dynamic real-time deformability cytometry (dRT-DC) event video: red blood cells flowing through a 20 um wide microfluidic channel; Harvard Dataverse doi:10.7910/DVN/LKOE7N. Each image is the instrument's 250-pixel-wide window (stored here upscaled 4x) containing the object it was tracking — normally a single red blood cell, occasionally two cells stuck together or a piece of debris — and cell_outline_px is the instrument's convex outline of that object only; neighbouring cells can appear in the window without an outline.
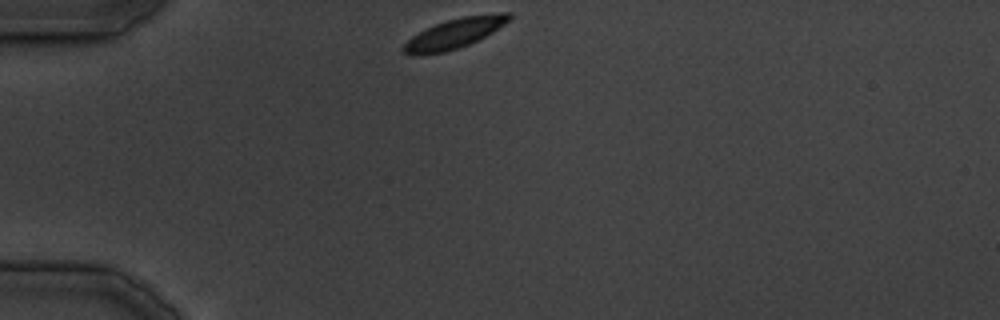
{"species": "common noctule bat (a hibernating species)", "species_latin": "Nyctalus noctula", "temperature_condition": "cold", "stored_images_in_passage": 31, "camera_frame_rate_fps": 3000, "um_per_image_px": 0.085, "animal": {"sex": "male", "body_mass_g": 19.5, "forearm_length_mm": 54.6}, "frame": {"image": 1, "passage_image": 1, "time_ms": 0.0, "image_size_px": [1000, 320], "cell_outline_px": [[512, 16], [504, 24], [492, 32], [460, 48], [444, 52], [420, 56], [412, 56], [404, 52], [400, 48], [412, 36], [436, 24], [448, 20], [464, 16], [500, 12], [512, 12]], "centroid_in_image_um": [38.61, 2.86], "position_along_channel_um": 46.4, "area_um2": 18.26}}
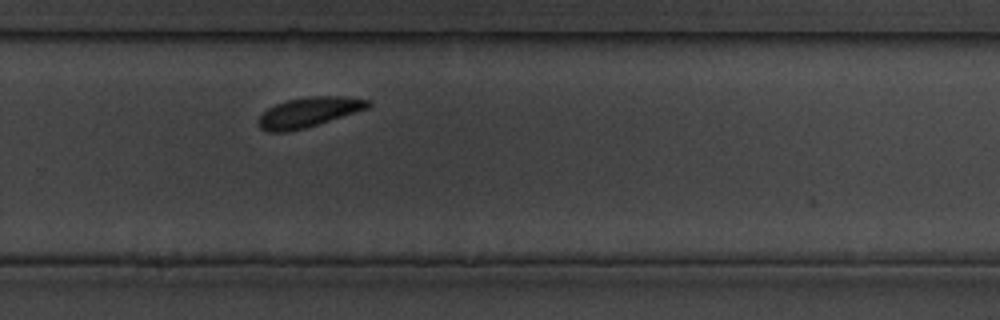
{"frame": {"image": 2, "passage_image": 19, "time_ms": 20.333, "image_size_px": [1000, 320], "cell_outline_px": [[372, 104], [368, 108], [356, 112], [304, 128], [288, 132], [268, 132], [260, 128], [260, 116], [268, 108], [276, 104], [288, 100], [308, 96], [344, 96], [368, 100]], "centroid_in_image_um": [26.25, 9.53], "position_along_channel_um": 303.5, "area_um2": 18.79}}
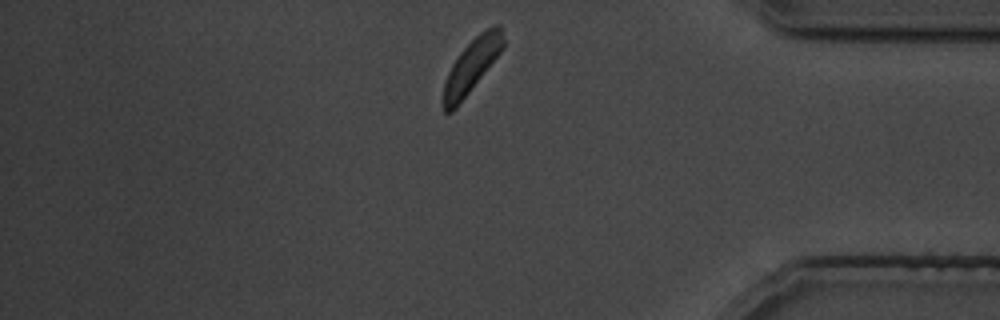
{"frame": {"image": 3, "passage_image": 26, "time_ms": 28.333, "image_size_px": [1000, 320], "cell_outline_px": [[504, 48], [456, 108], [452, 112], [444, 112], [444, 80], [452, 64], [460, 52], [480, 32], [496, 24], [500, 24], [504, 40]], "centroid_in_image_um": [40.1, 5.57], "position_along_channel_um": 395.1, "area_um2": 18.26}}